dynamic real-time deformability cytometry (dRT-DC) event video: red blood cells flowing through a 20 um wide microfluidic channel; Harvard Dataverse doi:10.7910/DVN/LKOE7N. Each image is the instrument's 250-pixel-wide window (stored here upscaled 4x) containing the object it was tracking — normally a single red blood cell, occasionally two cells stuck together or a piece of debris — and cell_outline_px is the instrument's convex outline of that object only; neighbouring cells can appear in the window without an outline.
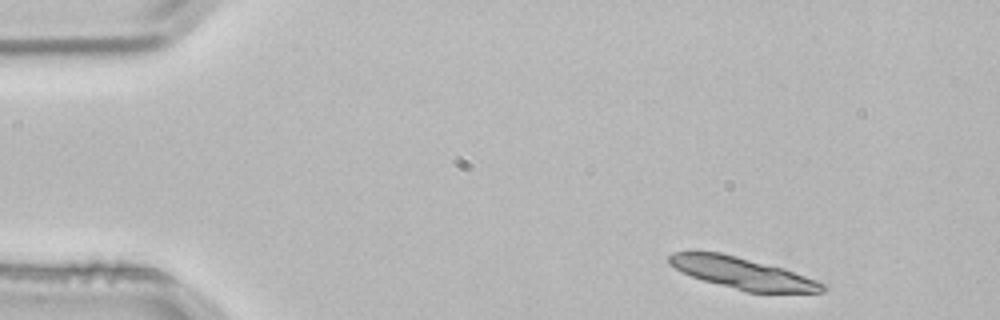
{"species": "common noctule bat (a hibernating species)", "species_latin": "Nyctalus noctula", "temperature_condition": "room temperature", "stored_images_in_passage": 2, "camera_frame_rate_fps": 3000, "um_per_image_px": 0.085, "animal": {"sex": "male", "body_mass_g": 21.5, "forearm_length_mm": 52.0}, "frame": {"image": 1, "passage_image": 1, "time_ms": 0.0, "image_size_px": [1000, 320], "cell_outline_px": [[828, 288], [824, 292], [748, 292], [704, 280], [692, 276], [668, 264], [668, 256], [672, 252], [720, 252], [784, 268], [828, 284]], "centroid_in_image_um": [63.17, 23.22], "position_along_channel_um": 21.8, "area_um2": 27.86}}